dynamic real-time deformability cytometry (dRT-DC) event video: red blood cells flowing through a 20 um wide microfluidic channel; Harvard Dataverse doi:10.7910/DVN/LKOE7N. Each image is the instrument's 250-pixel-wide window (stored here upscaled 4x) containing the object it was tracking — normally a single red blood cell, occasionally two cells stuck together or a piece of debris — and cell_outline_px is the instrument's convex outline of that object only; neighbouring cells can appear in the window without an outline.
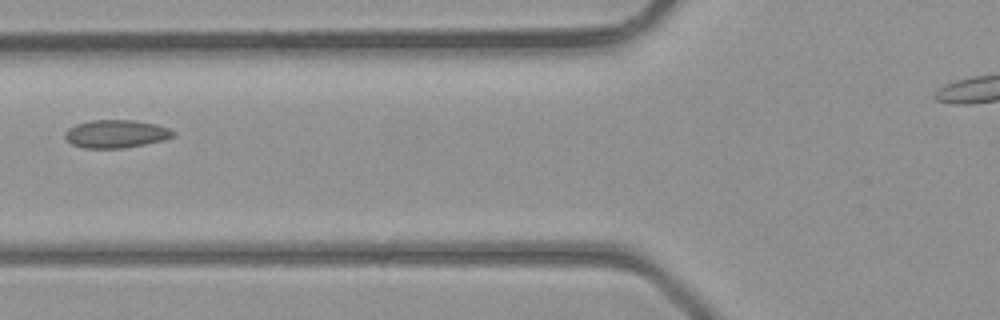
{"species": "common noctule bat (a hibernating species)", "species_latin": "Nyctalus noctula", "temperature_condition": "room temperature", "stored_images_in_passage": 5, "camera_frame_rate_fps": 3000, "um_per_image_px": 0.085, "animal": {"sex": "male", "body_mass_g": 23.1, "forearm_length_mm": 52.7}, "frame": {"image": 1, "passage_image": 4, "time_ms": 3.333, "image_size_px": [1000, 320], "cell_outline_px": [[176, 132], [172, 136], [164, 140], [124, 148], [84, 148], [72, 144], [64, 136], [64, 132], [68, 128], [76, 124], [92, 120], [132, 120], [156, 124], [168, 128]], "centroid_in_image_um": [9.84, 11.37], "position_along_channel_um": 116.0, "area_um2": 17.57}}